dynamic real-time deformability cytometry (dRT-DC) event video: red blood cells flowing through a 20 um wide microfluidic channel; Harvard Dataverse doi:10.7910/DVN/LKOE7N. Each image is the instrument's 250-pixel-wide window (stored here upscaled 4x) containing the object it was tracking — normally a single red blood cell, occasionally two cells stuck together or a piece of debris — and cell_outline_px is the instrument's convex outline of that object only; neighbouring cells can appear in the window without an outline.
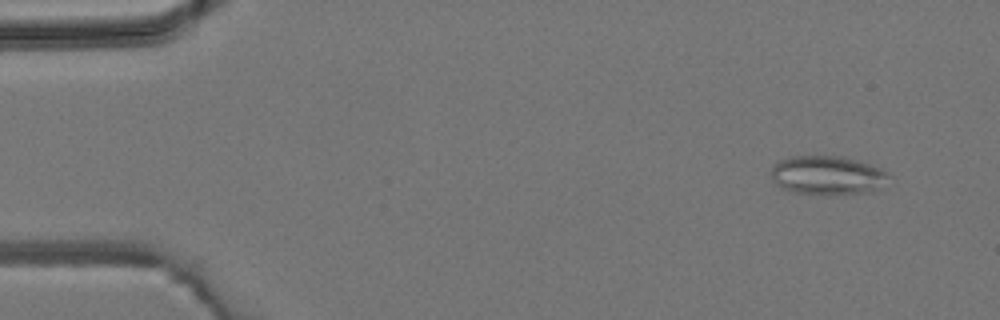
{"species": "common noctule bat (a hibernating species)", "species_latin": "Nyctalus noctula", "temperature_condition": "room temperature", "stored_images_in_passage": 3, "camera_frame_rate_fps": 3000, "um_per_image_px": 0.085, "animal": {"sex": "male", "body_mass_g": 19.2, "forearm_length_mm": 51.8}, "frame": {"image": 1, "passage_image": 1, "time_ms": 0.0, "image_size_px": [1000, 320], "cell_outline_px": [[892, 176], [880, 188], [872, 192], [832, 196], [824, 196], [792, 192], [780, 188], [772, 180], [772, 164], [780, 160], [792, 156], [840, 156], [856, 160], [880, 168], [888, 172]], "centroid_in_image_um": [70.34, 14.94], "position_along_channel_um": 14.7, "area_um2": 27.4}}